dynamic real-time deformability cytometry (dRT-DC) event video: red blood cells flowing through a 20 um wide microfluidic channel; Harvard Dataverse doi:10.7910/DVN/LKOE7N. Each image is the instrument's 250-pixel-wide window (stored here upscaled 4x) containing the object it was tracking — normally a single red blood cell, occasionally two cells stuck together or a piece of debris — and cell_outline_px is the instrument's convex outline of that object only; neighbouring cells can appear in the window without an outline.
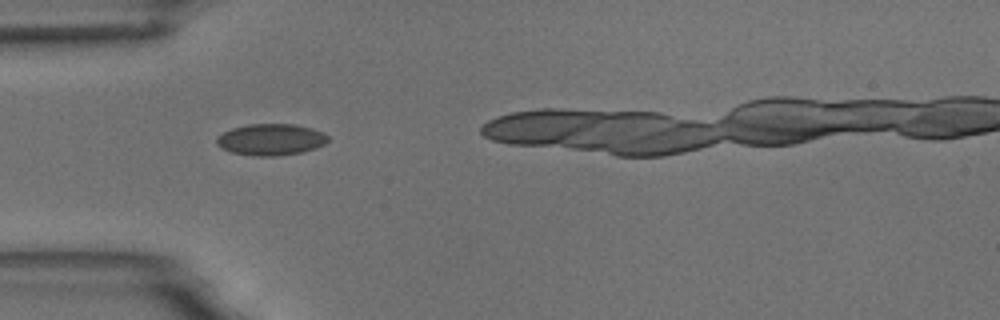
{"species": "common noctule bat (a hibernating species)", "species_latin": "Nyctalus noctula", "temperature_condition": "room temperature", "stored_images_in_passage": 34, "camera_frame_rate_fps": 3000, "um_per_image_px": 0.085, "animal": {"sex": "male", "body_mass_g": 18.8}, "frame": {"image": 1, "passage_image": 6, "time_ms": 1.667, "image_size_px": [1000, 320], "cell_outline_px": [[328, 140], [324, 144], [316, 148], [304, 152], [276, 156], [252, 156], [232, 152], [220, 148], [216, 144], [216, 136], [232, 128], [248, 124], [292, 124], [312, 128], [324, 132], [328, 136]], "centroid_in_image_um": [23.02, 11.87], "position_along_channel_um": 62.0, "area_um2": 20.63}}